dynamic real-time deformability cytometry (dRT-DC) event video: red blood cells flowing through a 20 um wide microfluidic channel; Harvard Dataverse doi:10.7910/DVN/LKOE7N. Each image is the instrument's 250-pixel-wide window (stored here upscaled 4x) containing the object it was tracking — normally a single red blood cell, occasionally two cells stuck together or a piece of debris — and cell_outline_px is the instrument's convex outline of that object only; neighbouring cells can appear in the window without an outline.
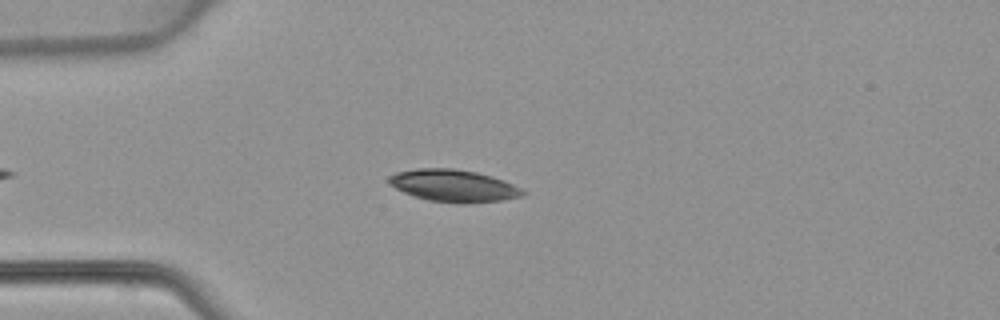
{"species": "common noctule bat (a hibernating species)", "species_latin": "Nyctalus noctula", "temperature_condition": "warm", "stored_images_in_passage": 40, "camera_frame_rate_fps": 3000, "um_per_image_px": 0.085, "animal": {"sex": "female", "body_mass_g": 22.7, "forearm_length_mm": 54.2}, "frame": {"image": 1, "passage_image": 8, "time_ms": 2.333, "image_size_px": [1000, 320], "cell_outline_px": [[528, 192], [524, 196], [500, 200], [464, 204], [460, 204], [428, 200], [404, 192], [396, 188], [388, 180], [388, 176], [396, 172], [416, 168], [452, 168], [476, 172], [492, 176], [504, 180]], "centroid_in_image_um": [38.58, 15.78], "position_along_channel_um": 46.4, "area_um2": 25.09}}
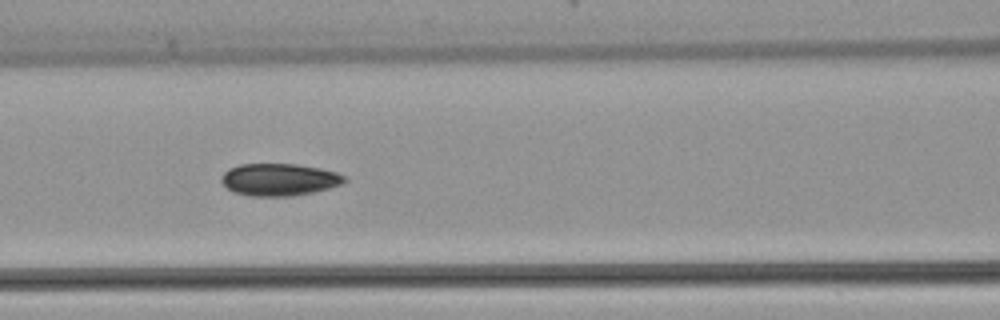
{"frame": {"image": 2, "passage_image": 16, "time_ms": 5.0, "image_size_px": [1000, 320], "cell_outline_px": [[348, 180], [340, 184], [316, 192], [292, 196], [248, 196], [232, 192], [220, 180], [224, 172], [228, 168], [240, 164], [296, 164], [320, 168], [336, 172], [344, 176]], "centroid_in_image_um": [23.71, 15.27], "position_along_channel_um": 142.9, "area_um2": 23.24}}
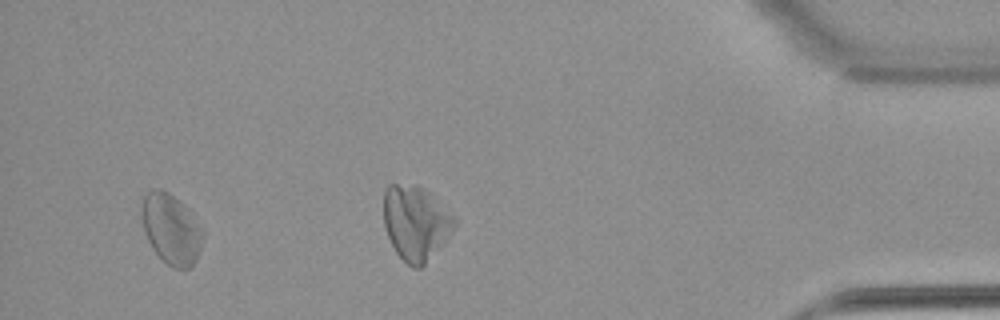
{"frame": {"image": 3, "passage_image": 37, "time_ms": 12.0, "image_size_px": [1000, 320], "cell_outline_px": [[204, 236], [196, 260], [188, 268], [172, 268], [152, 248], [144, 232], [140, 212], [144, 196], [152, 188], [160, 188], [168, 192], [184, 204], [188, 208], [204, 228]], "centroid_in_image_um": [14.56, 19.43], "position_along_channel_um": 420.6, "area_um2": 25.26}}